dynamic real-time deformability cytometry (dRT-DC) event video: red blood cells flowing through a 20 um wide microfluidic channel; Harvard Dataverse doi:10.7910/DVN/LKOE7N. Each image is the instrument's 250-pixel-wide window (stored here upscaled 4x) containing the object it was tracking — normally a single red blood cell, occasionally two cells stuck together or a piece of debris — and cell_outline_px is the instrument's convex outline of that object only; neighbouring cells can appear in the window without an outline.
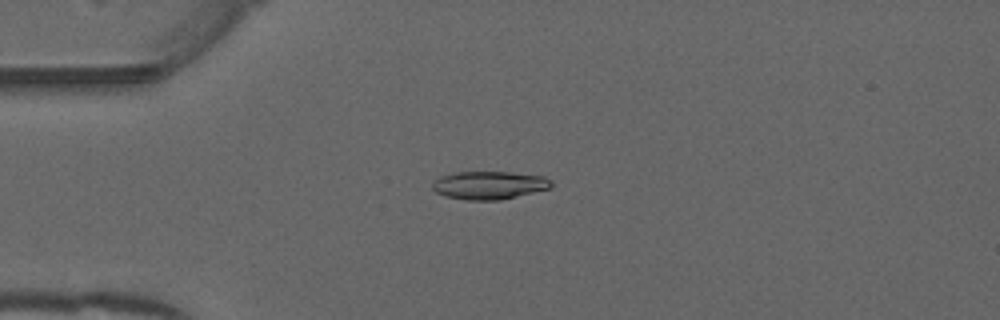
{"species": "common noctule bat (a hibernating species)", "species_latin": "Nyctalus noctula", "temperature_condition": "warm", "stored_images_in_passage": 41, "camera_frame_rate_fps": 3000, "um_per_image_px": 0.085, "animal": {"sex": "male", "forearm_length_mm": 52.5}, "frame": {"image": 1, "passage_image": 3, "time_ms": 0.667, "image_size_px": [1000, 320], "cell_outline_px": [[552, 188], [500, 200], [468, 200], [444, 196], [436, 192], [432, 188], [432, 184], [440, 176], [456, 172], [508, 172], [544, 176], [552, 180]], "centroid_in_image_um": [41.6, 15.74], "position_along_channel_um": 43.4, "area_um2": 19.48}}
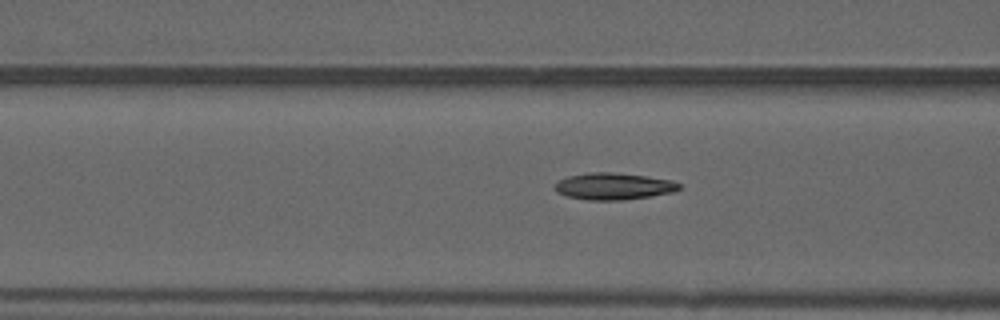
{"frame": {"image": 2, "passage_image": 10, "time_ms": 3.0, "image_size_px": [1000, 320], "cell_outline_px": [[680, 188], [672, 192], [652, 196], [620, 200], [588, 200], [568, 196], [556, 192], [556, 184], [560, 180], [568, 176], [588, 172], [612, 172], [644, 176], [672, 180], [680, 184]], "centroid_in_image_um": [52.16, 15.83], "position_along_channel_um": 114.4, "area_um2": 19.19}}
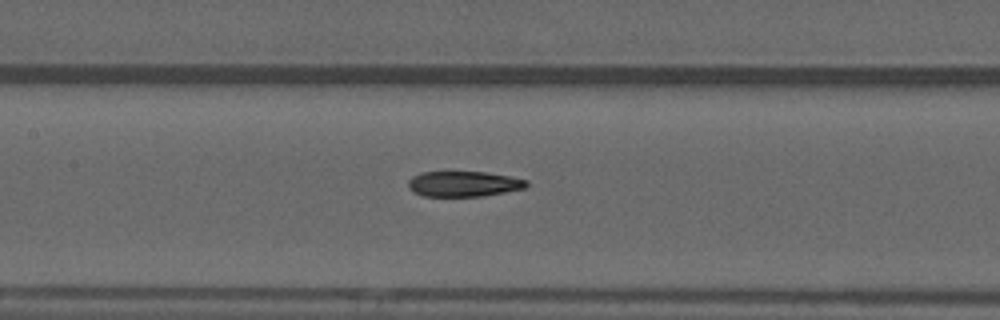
{"frame": {"image": 3, "passage_image": 14, "time_ms": 4.333, "image_size_px": [1000, 320], "cell_outline_px": [[528, 184], [524, 188], [484, 196], [424, 196], [412, 192], [408, 188], [408, 180], [412, 176], [420, 172], [484, 172], [512, 176], [528, 180]], "centroid_in_image_um": [39.39, 15.63], "position_along_channel_um": 168.0, "area_um2": 17.63}, "authors_computed_cell_mechanics": {"area_um2": 18.496, "velocity_mm_per_s": 4.0044, "shape_relaxation_time_tau1_ms": null, "shape_relaxation_time_tau2_ms": 4.1092, "deformation_change_tau1": null, "deformation_change_tau2": 0.1332}}